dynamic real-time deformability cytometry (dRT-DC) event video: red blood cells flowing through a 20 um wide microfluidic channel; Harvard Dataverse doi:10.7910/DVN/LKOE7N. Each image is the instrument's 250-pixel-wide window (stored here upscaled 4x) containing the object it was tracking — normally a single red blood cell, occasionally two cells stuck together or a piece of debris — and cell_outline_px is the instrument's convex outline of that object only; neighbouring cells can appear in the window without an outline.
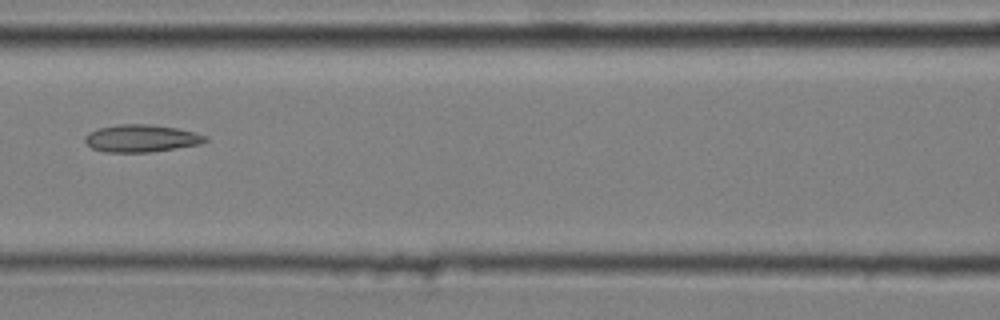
{"species": "common noctule bat (a hibernating species)", "species_latin": "Nyctalus noctula", "temperature_condition": "cold", "stored_images_in_passage": 7, "camera_frame_rate_fps": 3000, "um_per_image_px": 0.085, "animal": {"sex": "male", "body_mass_g": 20.4}, "frame": {"image": 1, "passage_image": 4, "time_ms": 1.0, "image_size_px": [1000, 320], "cell_outline_px": [[208, 140], [200, 144], [148, 152], [104, 152], [92, 148], [84, 140], [84, 136], [88, 132], [100, 128], [120, 124], [148, 124], [176, 128], [196, 132], [208, 136]], "centroid_in_image_um": [12.01, 11.75], "position_along_channel_um": 154.6, "area_um2": 19.13}}
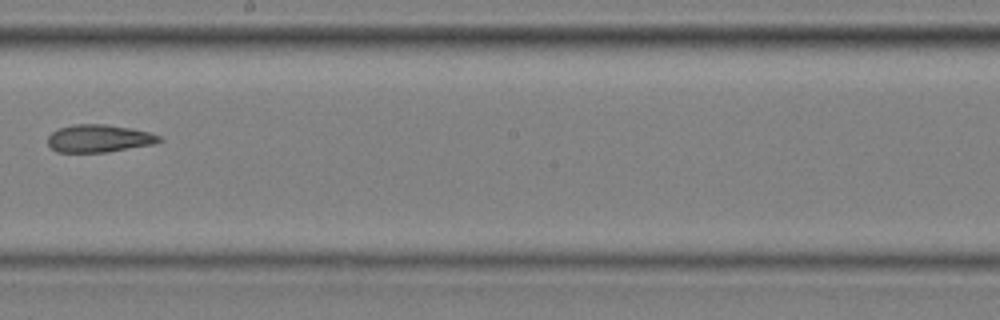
{"frame": {"image": 2, "passage_image": 6, "time_ms": 1.667, "image_size_px": [1000, 320], "cell_outline_px": [[164, 140], [152, 144], [108, 152], [56, 152], [48, 144], [48, 136], [52, 132], [60, 128], [72, 124], [104, 124], [132, 128], [148, 132], [160, 136]], "centroid_in_image_um": [8.41, 11.76], "position_along_channel_um": 239.8, "area_um2": 17.92}}
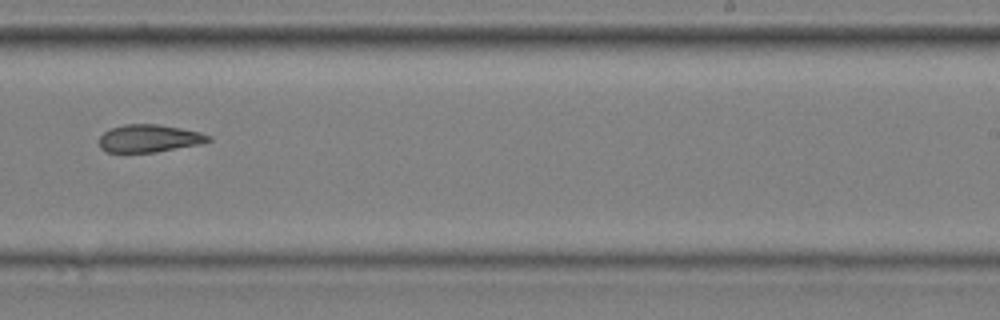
{"frame": {"image": 3, "passage_image": 7, "time_ms": 2.0, "image_size_px": [1000, 320], "cell_outline_px": [[212, 140], [200, 144], [156, 152], [104, 152], [100, 148], [100, 136], [108, 128], [124, 124], [160, 124], [200, 132], [212, 136]], "centroid_in_image_um": [12.67, 11.76], "position_along_channel_um": 276.3, "area_um2": 17.74}}